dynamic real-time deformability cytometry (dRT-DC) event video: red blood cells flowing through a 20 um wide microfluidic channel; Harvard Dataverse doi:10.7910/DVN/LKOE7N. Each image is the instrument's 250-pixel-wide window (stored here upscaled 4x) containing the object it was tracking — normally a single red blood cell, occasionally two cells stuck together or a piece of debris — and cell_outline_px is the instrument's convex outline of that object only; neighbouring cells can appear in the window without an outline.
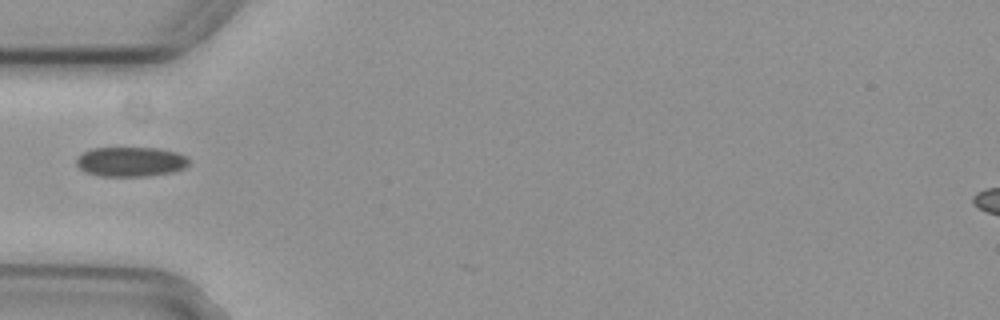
{"species": "common noctule bat (a hibernating species)", "species_latin": "Nyctalus noctula", "temperature_condition": "cold", "stored_images_in_passage": 4, "camera_frame_rate_fps": 3000, "um_per_image_px": 0.085, "animal": {"sex": "female", "body_mass_g": 29.2, "forearm_length_mm": 56.3}, "frame": {"image": 1, "passage_image": 4, "time_ms": 1.0, "image_size_px": [1000, 320], "cell_outline_px": [[188, 164], [184, 168], [172, 172], [148, 176], [100, 176], [84, 172], [76, 164], [76, 156], [92, 148], [156, 148], [176, 152], [188, 156]], "centroid_in_image_um": [11.09, 13.75], "position_along_channel_um": 73.9, "area_um2": 19.54}}